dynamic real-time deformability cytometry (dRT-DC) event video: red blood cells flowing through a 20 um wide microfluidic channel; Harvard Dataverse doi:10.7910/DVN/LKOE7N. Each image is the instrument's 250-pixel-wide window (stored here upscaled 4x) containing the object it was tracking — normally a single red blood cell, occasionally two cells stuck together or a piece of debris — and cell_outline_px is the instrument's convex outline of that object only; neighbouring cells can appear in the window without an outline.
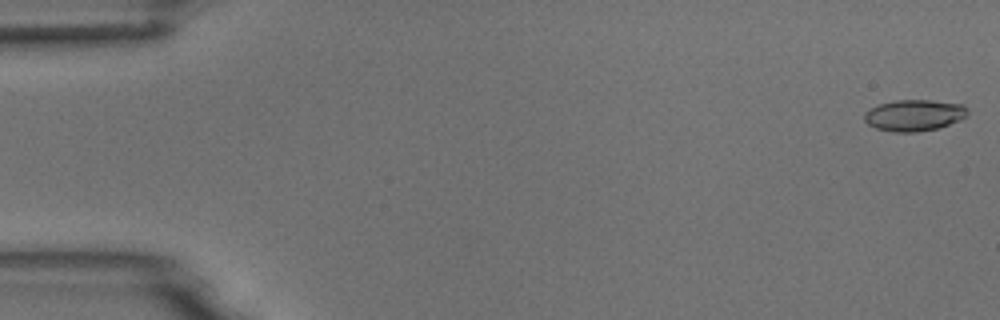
{"species": "common noctule bat (a hibernating species)", "species_latin": "Nyctalus noctula", "temperature_condition": "room temperature", "stored_images_in_passage": 55, "camera_frame_rate_fps": 3000, "um_per_image_px": 0.085, "animal": {"sex": "male", "body_mass_g": 18.8}, "frame": {"image": 1, "passage_image": 1, "time_ms": 0.0, "image_size_px": [1000, 320], "cell_outline_px": [[968, 112], [960, 120], [940, 128], [916, 132], [892, 132], [876, 128], [868, 124], [864, 120], [864, 112], [880, 104], [896, 100], [932, 100], [964, 104], [968, 108]], "centroid_in_image_um": [77.72, 9.8], "position_along_channel_um": 7.3, "area_um2": 18.96}}
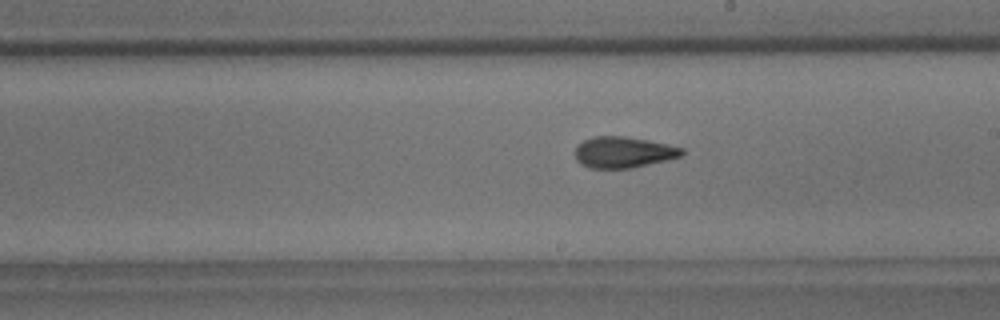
{"frame": {"image": 2, "passage_image": 31, "time_ms": 10.0, "image_size_px": [1000, 320], "cell_outline_px": [[684, 152], [680, 156], [668, 160], [632, 168], [588, 168], [580, 164], [576, 160], [576, 148], [584, 140], [592, 136], [624, 136], [648, 140], [668, 144], [684, 148]], "centroid_in_image_um": [53.0, 12.94], "position_along_channel_um": 236.0, "area_um2": 19.42}}
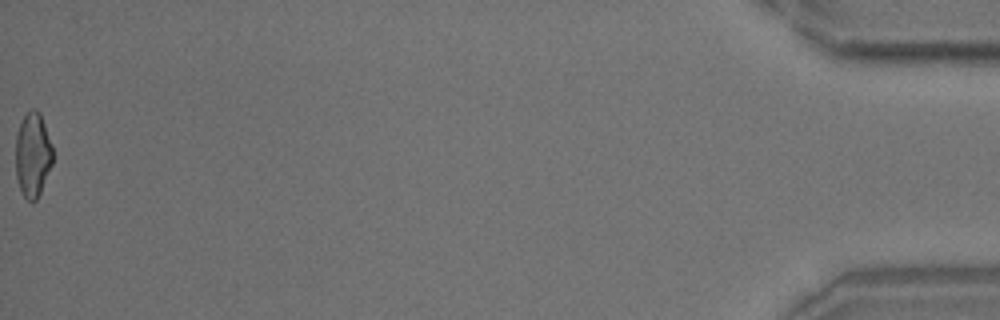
{"frame": {"image": 3, "passage_image": 55, "time_ms": 18.0, "image_size_px": [1000, 320], "cell_outline_px": [[52, 164], [40, 192], [36, 200], [32, 204], [24, 196], [20, 188], [16, 176], [16, 136], [20, 124], [24, 116], [32, 108], [36, 108], [40, 112], [52, 144]], "centroid_in_image_um": [2.79, 13.15], "position_along_channel_um": 432.4, "area_um2": 18.21}, "authors_computed_cell_mechanics": {"area_um2": 19.074, "velocity_mm_per_s": 3.7012, "shape_relaxation_time_tau1_ms": 7.8904, "shape_relaxation_time_tau2_ms": 2.7989, "deformation_change_tau1": 0.186, "deformation_change_tau2": 0.1145}}